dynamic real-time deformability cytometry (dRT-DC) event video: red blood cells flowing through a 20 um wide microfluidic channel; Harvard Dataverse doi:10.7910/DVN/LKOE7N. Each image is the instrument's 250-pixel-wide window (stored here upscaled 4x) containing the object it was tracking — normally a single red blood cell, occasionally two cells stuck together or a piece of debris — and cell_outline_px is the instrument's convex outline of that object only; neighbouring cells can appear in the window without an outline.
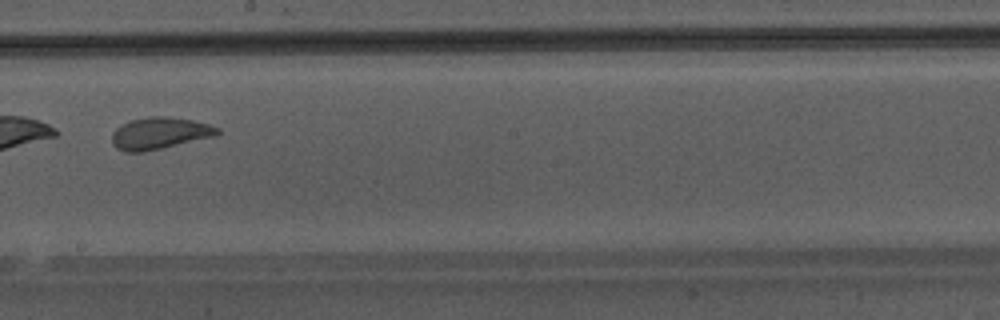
{"species": "Egyptian fruit bat (a non-hibernating species)", "species_latin": "Rousettus aegyptiacus", "temperature_condition": "warm", "stored_images_in_passage": 32, "camera_frame_rate_fps": 3000, "um_per_image_px": 0.085, "animal": {"sex": "male"}, "frame": {"image": 1, "passage_image": 14, "time_ms": 4.333, "image_size_px": [1000, 320], "cell_outline_px": [[220, 132], [216, 136], [144, 152], [124, 152], [116, 148], [112, 144], [112, 132], [120, 124], [132, 120], [148, 116], [168, 116], [192, 120], [208, 124], [220, 128]], "centroid_in_image_um": [13.55, 11.33], "position_along_channel_um": 234.7, "area_um2": 19.77}}